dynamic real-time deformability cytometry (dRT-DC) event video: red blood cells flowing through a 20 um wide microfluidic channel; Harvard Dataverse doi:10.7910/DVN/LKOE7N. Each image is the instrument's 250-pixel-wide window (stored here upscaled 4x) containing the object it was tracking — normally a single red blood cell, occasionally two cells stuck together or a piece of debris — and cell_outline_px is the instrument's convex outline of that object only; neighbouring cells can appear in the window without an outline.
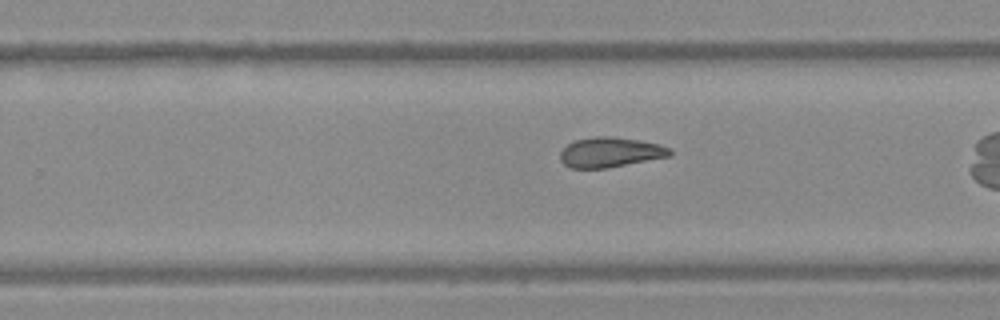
{"species": "Egyptian fruit bat (a non-hibernating species)", "species_latin": "Rousettus aegyptiacus", "temperature_condition": "warm", "stored_images_in_passage": 34, "camera_frame_rate_fps": 3000, "um_per_image_px": 0.085, "frame": {"image": 1, "passage_image": 25, "time_ms": 8.0, "image_size_px": [1000, 320], "cell_outline_px": [[672, 156], [608, 168], [572, 168], [564, 164], [560, 160], [560, 152], [568, 144], [576, 140], [596, 136], [612, 136], [640, 140], [660, 144], [672, 148]], "centroid_in_image_um": [51.92, 12.94], "position_along_channel_um": 277.9, "area_um2": 19.36}}
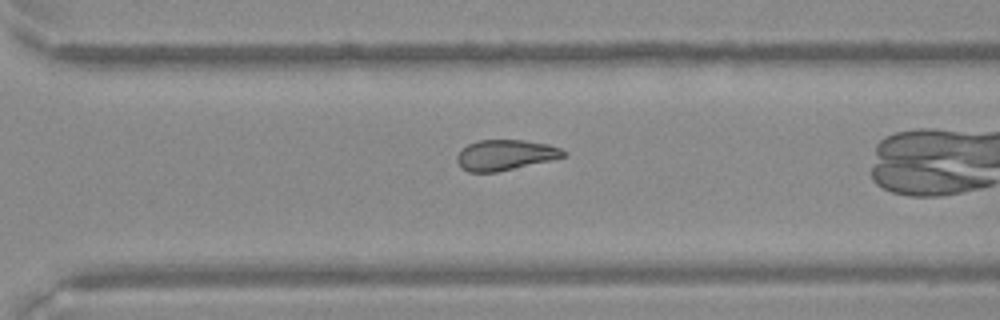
{"frame": {"image": 2, "passage_image": 29, "time_ms": 9.333, "image_size_px": [1000, 320], "cell_outline_px": [[568, 156], [496, 172], [468, 172], [460, 168], [456, 160], [456, 156], [468, 144], [476, 140], [524, 140], [548, 144], [560, 148], [568, 152]], "centroid_in_image_um": [42.95, 13.17], "position_along_channel_um": 327.7, "area_um2": 18.96}}